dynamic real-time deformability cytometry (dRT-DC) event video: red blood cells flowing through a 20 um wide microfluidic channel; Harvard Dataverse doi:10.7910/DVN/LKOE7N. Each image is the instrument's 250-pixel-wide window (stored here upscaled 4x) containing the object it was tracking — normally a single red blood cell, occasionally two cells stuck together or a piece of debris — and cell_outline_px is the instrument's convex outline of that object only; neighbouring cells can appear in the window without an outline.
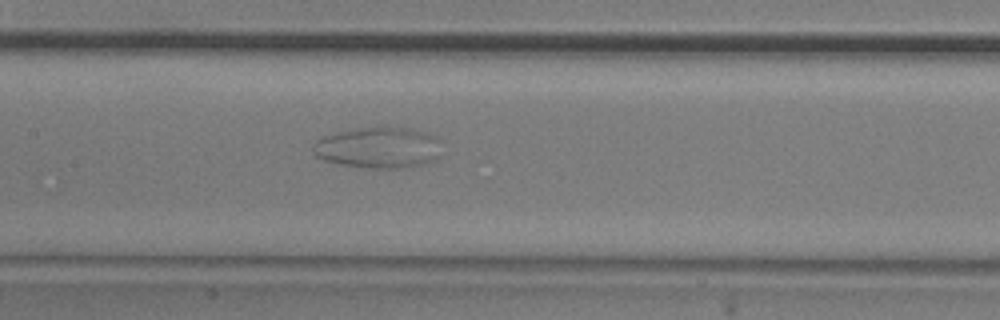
{"species": "common noctule bat (a hibernating species)", "species_latin": "Nyctalus noctula", "temperature_condition": "room temperature", "stored_images_in_passage": 43, "camera_frame_rate_fps": 3000, "um_per_image_px": 0.085, "animal": {"sex": "male", "body_mass_g": 20.5, "forearm_length_mm": 52.5}, "frame": {"image": 1, "passage_image": 13, "time_ms": 4.0, "image_size_px": [1000, 320], "cell_outline_px": [[440, 156], [436, 160], [404, 168], [368, 168], [344, 164], [328, 160], [316, 156], [312, 148], [312, 144], [316, 140], [324, 136], [352, 128], [376, 124], [384, 124], [412, 128], [428, 132], [436, 136], [440, 140]], "centroid_in_image_um": [32.22, 12.48], "position_along_channel_um": 175.2, "area_um2": 31.73}}
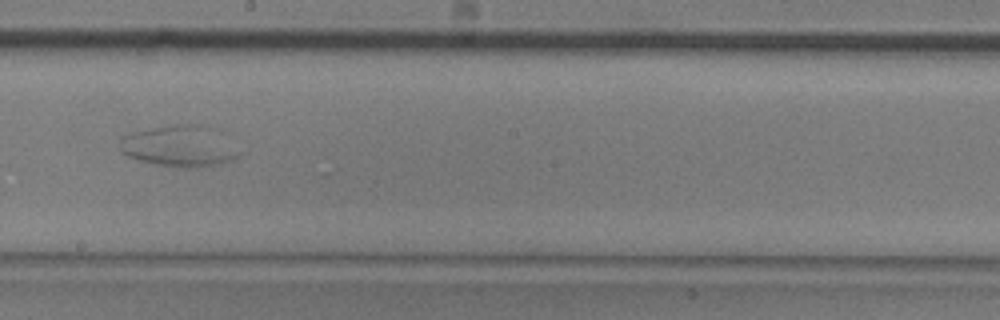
{"frame": {"image": 2, "passage_image": 18, "time_ms": 5.667, "image_size_px": [1000, 320], "cell_outline_px": [[240, 156], [236, 160], [220, 164], [196, 168], [176, 168], [156, 164], [140, 160], [128, 156], [120, 148], [120, 140], [124, 136], [136, 132], [168, 124], [208, 124], [224, 128], [228, 132], [240, 152]], "centroid_in_image_um": [15.45, 12.39], "position_along_channel_um": 232.7, "area_um2": 29.88}}